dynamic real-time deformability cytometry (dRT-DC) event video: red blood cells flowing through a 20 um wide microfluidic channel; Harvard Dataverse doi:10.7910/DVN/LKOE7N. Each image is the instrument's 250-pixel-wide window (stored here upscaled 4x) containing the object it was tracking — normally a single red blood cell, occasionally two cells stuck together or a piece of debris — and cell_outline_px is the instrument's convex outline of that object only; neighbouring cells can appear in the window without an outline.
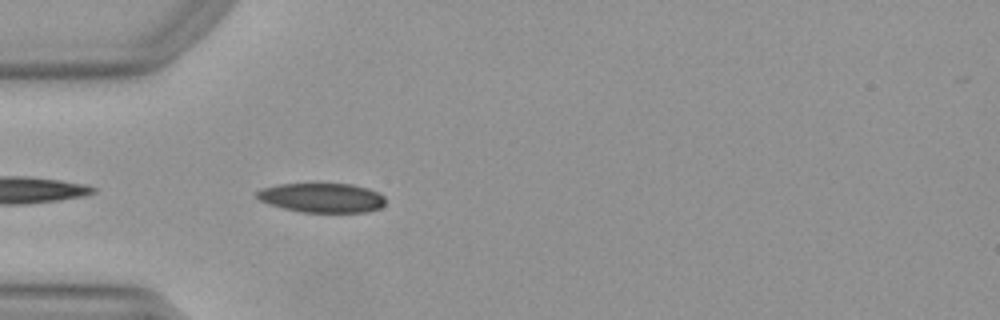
{"species": "Egyptian fruit bat (a non-hibernating species)", "species_latin": "Rousettus aegyptiacus", "temperature_condition": "warm", "stored_images_in_passage": 14, "camera_frame_rate_fps": 3000, "um_per_image_px": 0.085, "animal": {"sex": "female"}, "frame": {"image": 1, "passage_image": 2, "time_ms": 0.333, "image_size_px": [1000, 320], "cell_outline_px": [[384, 204], [380, 208], [368, 212], [300, 212], [268, 204], [260, 200], [256, 196], [256, 192], [260, 188], [280, 184], [352, 184], [368, 188], [380, 192], [384, 196]], "centroid_in_image_um": [27.37, 16.81], "position_along_channel_um": 57.6, "area_um2": 22.14}}